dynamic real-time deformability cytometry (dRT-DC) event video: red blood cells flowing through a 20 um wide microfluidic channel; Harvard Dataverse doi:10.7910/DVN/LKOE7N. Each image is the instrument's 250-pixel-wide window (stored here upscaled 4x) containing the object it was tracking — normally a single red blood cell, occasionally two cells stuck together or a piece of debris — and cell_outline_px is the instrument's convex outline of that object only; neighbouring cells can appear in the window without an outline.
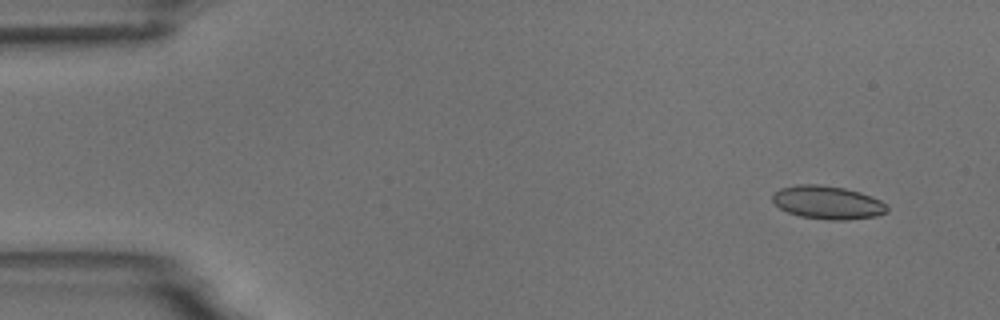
{"species": "common noctule bat (a hibernating species)", "species_latin": "Nyctalus noctula", "temperature_condition": "room temperature", "stored_images_in_passage": 8, "camera_frame_rate_fps": 3000, "um_per_image_px": 0.085, "animal": {"sex": "male", "body_mass_g": 18.8}, "frame": {"image": 1, "passage_image": 2, "time_ms": 1.333, "image_size_px": [1000, 320], "cell_outline_px": [[888, 212], [876, 216], [848, 220], [828, 220], [800, 216], [788, 212], [780, 208], [772, 200], [772, 192], [780, 188], [796, 184], [816, 184], [844, 188], [860, 192], [880, 200], [888, 208]], "centroid_in_image_um": [70.32, 17.21], "position_along_channel_um": 14.7, "area_um2": 22.25}}
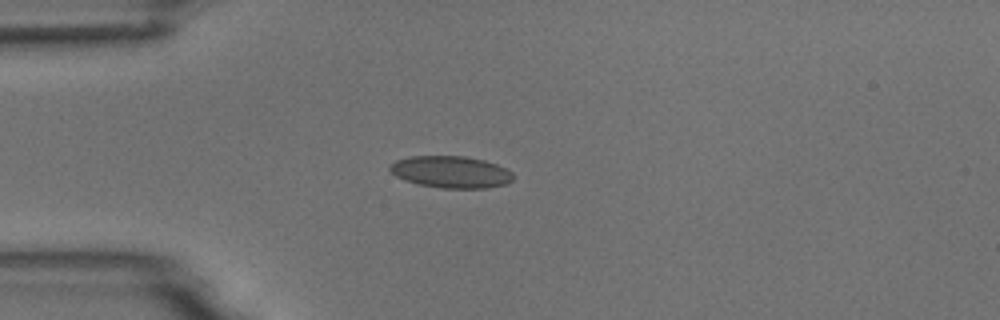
{"frame": {"image": 2, "passage_image": 5, "time_ms": 4.667, "image_size_px": [1000, 320], "cell_outline_px": [[512, 180], [508, 184], [488, 188], [440, 188], [416, 184], [404, 180], [396, 176], [388, 168], [396, 160], [408, 156], [464, 156], [484, 160], [496, 164], [512, 172]], "centroid_in_image_um": [38.32, 14.62], "position_along_channel_um": 46.7, "area_um2": 23.0}}